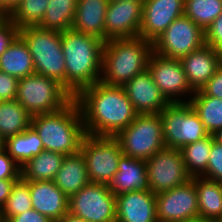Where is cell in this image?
<instances>
[{
  "label": "cell",
  "instance_id": "6da1fadb",
  "mask_svg": "<svg viewBox=\"0 0 222 222\" xmlns=\"http://www.w3.org/2000/svg\"><path fill=\"white\" fill-rule=\"evenodd\" d=\"M74 98L87 135L115 137L138 115L122 86L98 81L83 88Z\"/></svg>",
  "mask_w": 222,
  "mask_h": 222
},
{
  "label": "cell",
  "instance_id": "7a4b0ae2",
  "mask_svg": "<svg viewBox=\"0 0 222 222\" xmlns=\"http://www.w3.org/2000/svg\"><path fill=\"white\" fill-rule=\"evenodd\" d=\"M104 41L68 29L61 32L66 68V90L75 97L83 88L101 79Z\"/></svg>",
  "mask_w": 222,
  "mask_h": 222
},
{
  "label": "cell",
  "instance_id": "3957f363",
  "mask_svg": "<svg viewBox=\"0 0 222 222\" xmlns=\"http://www.w3.org/2000/svg\"><path fill=\"white\" fill-rule=\"evenodd\" d=\"M31 126L39 134L44 150L63 155L79 152L86 135L81 110L74 97L57 111L32 116Z\"/></svg>",
  "mask_w": 222,
  "mask_h": 222
},
{
  "label": "cell",
  "instance_id": "277c9868",
  "mask_svg": "<svg viewBox=\"0 0 222 222\" xmlns=\"http://www.w3.org/2000/svg\"><path fill=\"white\" fill-rule=\"evenodd\" d=\"M153 43L143 37L111 39L104 43L100 81L123 86L148 69Z\"/></svg>",
  "mask_w": 222,
  "mask_h": 222
},
{
  "label": "cell",
  "instance_id": "5b68a950",
  "mask_svg": "<svg viewBox=\"0 0 222 222\" xmlns=\"http://www.w3.org/2000/svg\"><path fill=\"white\" fill-rule=\"evenodd\" d=\"M32 56L35 73L56 80L66 89V68L62 51L61 32L29 26L20 29Z\"/></svg>",
  "mask_w": 222,
  "mask_h": 222
},
{
  "label": "cell",
  "instance_id": "8992f818",
  "mask_svg": "<svg viewBox=\"0 0 222 222\" xmlns=\"http://www.w3.org/2000/svg\"><path fill=\"white\" fill-rule=\"evenodd\" d=\"M73 96L56 80L32 73L18 80L16 100L32 115L57 111Z\"/></svg>",
  "mask_w": 222,
  "mask_h": 222
},
{
  "label": "cell",
  "instance_id": "52a82bcc",
  "mask_svg": "<svg viewBox=\"0 0 222 222\" xmlns=\"http://www.w3.org/2000/svg\"><path fill=\"white\" fill-rule=\"evenodd\" d=\"M115 138L123 155L148 160L165 147L160 113L138 114Z\"/></svg>",
  "mask_w": 222,
  "mask_h": 222
},
{
  "label": "cell",
  "instance_id": "ba28073f",
  "mask_svg": "<svg viewBox=\"0 0 222 222\" xmlns=\"http://www.w3.org/2000/svg\"><path fill=\"white\" fill-rule=\"evenodd\" d=\"M160 117L165 147L180 149L210 135L189 103H170Z\"/></svg>",
  "mask_w": 222,
  "mask_h": 222
},
{
  "label": "cell",
  "instance_id": "9c48e42d",
  "mask_svg": "<svg viewBox=\"0 0 222 222\" xmlns=\"http://www.w3.org/2000/svg\"><path fill=\"white\" fill-rule=\"evenodd\" d=\"M80 151L85 158L90 182L108 185L123 155L119 141L115 137L86 134Z\"/></svg>",
  "mask_w": 222,
  "mask_h": 222
},
{
  "label": "cell",
  "instance_id": "30bf717a",
  "mask_svg": "<svg viewBox=\"0 0 222 222\" xmlns=\"http://www.w3.org/2000/svg\"><path fill=\"white\" fill-rule=\"evenodd\" d=\"M68 212L88 222H116V196L107 184L90 182L69 197Z\"/></svg>",
  "mask_w": 222,
  "mask_h": 222
},
{
  "label": "cell",
  "instance_id": "8fae6325",
  "mask_svg": "<svg viewBox=\"0 0 222 222\" xmlns=\"http://www.w3.org/2000/svg\"><path fill=\"white\" fill-rule=\"evenodd\" d=\"M204 44V30L183 15L153 42V51L163 57L180 59Z\"/></svg>",
  "mask_w": 222,
  "mask_h": 222
},
{
  "label": "cell",
  "instance_id": "7c38bea8",
  "mask_svg": "<svg viewBox=\"0 0 222 222\" xmlns=\"http://www.w3.org/2000/svg\"><path fill=\"white\" fill-rule=\"evenodd\" d=\"M148 71L170 103H189L194 91L187 82L179 59L163 57L153 52L149 58Z\"/></svg>",
  "mask_w": 222,
  "mask_h": 222
},
{
  "label": "cell",
  "instance_id": "4fadbf2b",
  "mask_svg": "<svg viewBox=\"0 0 222 222\" xmlns=\"http://www.w3.org/2000/svg\"><path fill=\"white\" fill-rule=\"evenodd\" d=\"M149 190L158 194L185 184L187 174L179 149L164 147L146 160Z\"/></svg>",
  "mask_w": 222,
  "mask_h": 222
},
{
  "label": "cell",
  "instance_id": "5bb4252c",
  "mask_svg": "<svg viewBox=\"0 0 222 222\" xmlns=\"http://www.w3.org/2000/svg\"><path fill=\"white\" fill-rule=\"evenodd\" d=\"M158 222H183L199 219L195 177L185 184L156 194Z\"/></svg>",
  "mask_w": 222,
  "mask_h": 222
},
{
  "label": "cell",
  "instance_id": "9a60e30c",
  "mask_svg": "<svg viewBox=\"0 0 222 222\" xmlns=\"http://www.w3.org/2000/svg\"><path fill=\"white\" fill-rule=\"evenodd\" d=\"M142 13L143 2L139 0L109 2L105 16V42L137 37L141 29Z\"/></svg>",
  "mask_w": 222,
  "mask_h": 222
},
{
  "label": "cell",
  "instance_id": "2e32d148",
  "mask_svg": "<svg viewBox=\"0 0 222 222\" xmlns=\"http://www.w3.org/2000/svg\"><path fill=\"white\" fill-rule=\"evenodd\" d=\"M185 0H147L143 13L139 37L154 42L177 18L184 15Z\"/></svg>",
  "mask_w": 222,
  "mask_h": 222
},
{
  "label": "cell",
  "instance_id": "e0dca14e",
  "mask_svg": "<svg viewBox=\"0 0 222 222\" xmlns=\"http://www.w3.org/2000/svg\"><path fill=\"white\" fill-rule=\"evenodd\" d=\"M122 87L137 114L160 113L170 104L154 83L148 69L134 76Z\"/></svg>",
  "mask_w": 222,
  "mask_h": 222
},
{
  "label": "cell",
  "instance_id": "ac0fdd59",
  "mask_svg": "<svg viewBox=\"0 0 222 222\" xmlns=\"http://www.w3.org/2000/svg\"><path fill=\"white\" fill-rule=\"evenodd\" d=\"M179 60L187 82L195 92L203 88L222 64V53L204 44Z\"/></svg>",
  "mask_w": 222,
  "mask_h": 222
},
{
  "label": "cell",
  "instance_id": "d6986e66",
  "mask_svg": "<svg viewBox=\"0 0 222 222\" xmlns=\"http://www.w3.org/2000/svg\"><path fill=\"white\" fill-rule=\"evenodd\" d=\"M116 222H158L156 194L147 189L117 195Z\"/></svg>",
  "mask_w": 222,
  "mask_h": 222
},
{
  "label": "cell",
  "instance_id": "ffe728a7",
  "mask_svg": "<svg viewBox=\"0 0 222 222\" xmlns=\"http://www.w3.org/2000/svg\"><path fill=\"white\" fill-rule=\"evenodd\" d=\"M29 185L32 208L53 222L68 213V200L54 181H25Z\"/></svg>",
  "mask_w": 222,
  "mask_h": 222
},
{
  "label": "cell",
  "instance_id": "44dd1931",
  "mask_svg": "<svg viewBox=\"0 0 222 222\" xmlns=\"http://www.w3.org/2000/svg\"><path fill=\"white\" fill-rule=\"evenodd\" d=\"M119 167L108 188L115 196L131 191L149 189L146 160L122 155Z\"/></svg>",
  "mask_w": 222,
  "mask_h": 222
},
{
  "label": "cell",
  "instance_id": "7402d4cb",
  "mask_svg": "<svg viewBox=\"0 0 222 222\" xmlns=\"http://www.w3.org/2000/svg\"><path fill=\"white\" fill-rule=\"evenodd\" d=\"M108 0H78L72 29L105 42Z\"/></svg>",
  "mask_w": 222,
  "mask_h": 222
},
{
  "label": "cell",
  "instance_id": "603a6c76",
  "mask_svg": "<svg viewBox=\"0 0 222 222\" xmlns=\"http://www.w3.org/2000/svg\"><path fill=\"white\" fill-rule=\"evenodd\" d=\"M53 181L67 197L90 183L85 158L81 151L64 156Z\"/></svg>",
  "mask_w": 222,
  "mask_h": 222
},
{
  "label": "cell",
  "instance_id": "cb8c5ba5",
  "mask_svg": "<svg viewBox=\"0 0 222 222\" xmlns=\"http://www.w3.org/2000/svg\"><path fill=\"white\" fill-rule=\"evenodd\" d=\"M198 199L199 220L201 222L222 221V183L195 177Z\"/></svg>",
  "mask_w": 222,
  "mask_h": 222
},
{
  "label": "cell",
  "instance_id": "d4e9b609",
  "mask_svg": "<svg viewBox=\"0 0 222 222\" xmlns=\"http://www.w3.org/2000/svg\"><path fill=\"white\" fill-rule=\"evenodd\" d=\"M0 71L18 79L35 72L28 46L20 35L0 56Z\"/></svg>",
  "mask_w": 222,
  "mask_h": 222
},
{
  "label": "cell",
  "instance_id": "484cf974",
  "mask_svg": "<svg viewBox=\"0 0 222 222\" xmlns=\"http://www.w3.org/2000/svg\"><path fill=\"white\" fill-rule=\"evenodd\" d=\"M65 155L43 150L21 166L24 181H53Z\"/></svg>",
  "mask_w": 222,
  "mask_h": 222
},
{
  "label": "cell",
  "instance_id": "4316f807",
  "mask_svg": "<svg viewBox=\"0 0 222 222\" xmlns=\"http://www.w3.org/2000/svg\"><path fill=\"white\" fill-rule=\"evenodd\" d=\"M4 149L21 167L31 158L39 155L44 150V147L39 134L31 126L23 133L5 139Z\"/></svg>",
  "mask_w": 222,
  "mask_h": 222
},
{
  "label": "cell",
  "instance_id": "83f0119b",
  "mask_svg": "<svg viewBox=\"0 0 222 222\" xmlns=\"http://www.w3.org/2000/svg\"><path fill=\"white\" fill-rule=\"evenodd\" d=\"M32 124V115L16 100L0 101V136L5 140L23 133Z\"/></svg>",
  "mask_w": 222,
  "mask_h": 222
},
{
  "label": "cell",
  "instance_id": "f1b7e54d",
  "mask_svg": "<svg viewBox=\"0 0 222 222\" xmlns=\"http://www.w3.org/2000/svg\"><path fill=\"white\" fill-rule=\"evenodd\" d=\"M189 104L210 135L222 128V99L207 96L198 90L194 92Z\"/></svg>",
  "mask_w": 222,
  "mask_h": 222
},
{
  "label": "cell",
  "instance_id": "f546056e",
  "mask_svg": "<svg viewBox=\"0 0 222 222\" xmlns=\"http://www.w3.org/2000/svg\"><path fill=\"white\" fill-rule=\"evenodd\" d=\"M78 0H49L40 28L63 32L72 29Z\"/></svg>",
  "mask_w": 222,
  "mask_h": 222
},
{
  "label": "cell",
  "instance_id": "4dcf8cb0",
  "mask_svg": "<svg viewBox=\"0 0 222 222\" xmlns=\"http://www.w3.org/2000/svg\"><path fill=\"white\" fill-rule=\"evenodd\" d=\"M213 140V135H208L202 140L182 146L179 149L185 170L191 178L200 177L206 171Z\"/></svg>",
  "mask_w": 222,
  "mask_h": 222
},
{
  "label": "cell",
  "instance_id": "1f68e13d",
  "mask_svg": "<svg viewBox=\"0 0 222 222\" xmlns=\"http://www.w3.org/2000/svg\"><path fill=\"white\" fill-rule=\"evenodd\" d=\"M222 13V0H185L184 15L205 30Z\"/></svg>",
  "mask_w": 222,
  "mask_h": 222
},
{
  "label": "cell",
  "instance_id": "d6a6232c",
  "mask_svg": "<svg viewBox=\"0 0 222 222\" xmlns=\"http://www.w3.org/2000/svg\"><path fill=\"white\" fill-rule=\"evenodd\" d=\"M49 0H22L9 16L20 30L29 26H38L45 16Z\"/></svg>",
  "mask_w": 222,
  "mask_h": 222
},
{
  "label": "cell",
  "instance_id": "836d02e7",
  "mask_svg": "<svg viewBox=\"0 0 222 222\" xmlns=\"http://www.w3.org/2000/svg\"><path fill=\"white\" fill-rule=\"evenodd\" d=\"M32 209L29 185L19 179L13 186L6 203L0 210L1 222H6L12 216L19 215Z\"/></svg>",
  "mask_w": 222,
  "mask_h": 222
},
{
  "label": "cell",
  "instance_id": "e575fe53",
  "mask_svg": "<svg viewBox=\"0 0 222 222\" xmlns=\"http://www.w3.org/2000/svg\"><path fill=\"white\" fill-rule=\"evenodd\" d=\"M200 177L222 183V144L213 140L207 169Z\"/></svg>",
  "mask_w": 222,
  "mask_h": 222
},
{
  "label": "cell",
  "instance_id": "d590c367",
  "mask_svg": "<svg viewBox=\"0 0 222 222\" xmlns=\"http://www.w3.org/2000/svg\"><path fill=\"white\" fill-rule=\"evenodd\" d=\"M205 44L222 53V13L204 30Z\"/></svg>",
  "mask_w": 222,
  "mask_h": 222
},
{
  "label": "cell",
  "instance_id": "8d00e7d4",
  "mask_svg": "<svg viewBox=\"0 0 222 222\" xmlns=\"http://www.w3.org/2000/svg\"><path fill=\"white\" fill-rule=\"evenodd\" d=\"M21 167L3 148L0 151V179H20Z\"/></svg>",
  "mask_w": 222,
  "mask_h": 222
},
{
  "label": "cell",
  "instance_id": "74e56055",
  "mask_svg": "<svg viewBox=\"0 0 222 222\" xmlns=\"http://www.w3.org/2000/svg\"><path fill=\"white\" fill-rule=\"evenodd\" d=\"M18 80L15 76L0 71V101L16 99Z\"/></svg>",
  "mask_w": 222,
  "mask_h": 222
},
{
  "label": "cell",
  "instance_id": "f35d334b",
  "mask_svg": "<svg viewBox=\"0 0 222 222\" xmlns=\"http://www.w3.org/2000/svg\"><path fill=\"white\" fill-rule=\"evenodd\" d=\"M200 90L207 96L222 99V64Z\"/></svg>",
  "mask_w": 222,
  "mask_h": 222
},
{
  "label": "cell",
  "instance_id": "ab89813d",
  "mask_svg": "<svg viewBox=\"0 0 222 222\" xmlns=\"http://www.w3.org/2000/svg\"><path fill=\"white\" fill-rule=\"evenodd\" d=\"M19 31L10 19L0 27V56L19 35Z\"/></svg>",
  "mask_w": 222,
  "mask_h": 222
},
{
  "label": "cell",
  "instance_id": "60d3db41",
  "mask_svg": "<svg viewBox=\"0 0 222 222\" xmlns=\"http://www.w3.org/2000/svg\"><path fill=\"white\" fill-rule=\"evenodd\" d=\"M6 222H53L47 216L40 214L38 211L33 208L26 210L25 212L12 216Z\"/></svg>",
  "mask_w": 222,
  "mask_h": 222
},
{
  "label": "cell",
  "instance_id": "b9f144b4",
  "mask_svg": "<svg viewBox=\"0 0 222 222\" xmlns=\"http://www.w3.org/2000/svg\"><path fill=\"white\" fill-rule=\"evenodd\" d=\"M19 179H0V210L7 201L14 184Z\"/></svg>",
  "mask_w": 222,
  "mask_h": 222
},
{
  "label": "cell",
  "instance_id": "7bdbcfd3",
  "mask_svg": "<svg viewBox=\"0 0 222 222\" xmlns=\"http://www.w3.org/2000/svg\"><path fill=\"white\" fill-rule=\"evenodd\" d=\"M22 0H3V12L9 17Z\"/></svg>",
  "mask_w": 222,
  "mask_h": 222
},
{
  "label": "cell",
  "instance_id": "ee69618b",
  "mask_svg": "<svg viewBox=\"0 0 222 222\" xmlns=\"http://www.w3.org/2000/svg\"><path fill=\"white\" fill-rule=\"evenodd\" d=\"M54 222H88L85 219L76 217L69 212Z\"/></svg>",
  "mask_w": 222,
  "mask_h": 222
},
{
  "label": "cell",
  "instance_id": "f6af8a7d",
  "mask_svg": "<svg viewBox=\"0 0 222 222\" xmlns=\"http://www.w3.org/2000/svg\"><path fill=\"white\" fill-rule=\"evenodd\" d=\"M214 137V141H216L219 144H222V128L217 130L214 134H212Z\"/></svg>",
  "mask_w": 222,
  "mask_h": 222
},
{
  "label": "cell",
  "instance_id": "bcb514c9",
  "mask_svg": "<svg viewBox=\"0 0 222 222\" xmlns=\"http://www.w3.org/2000/svg\"><path fill=\"white\" fill-rule=\"evenodd\" d=\"M8 20L9 17L4 12H0V27L3 26Z\"/></svg>",
  "mask_w": 222,
  "mask_h": 222
},
{
  "label": "cell",
  "instance_id": "7dc6e473",
  "mask_svg": "<svg viewBox=\"0 0 222 222\" xmlns=\"http://www.w3.org/2000/svg\"><path fill=\"white\" fill-rule=\"evenodd\" d=\"M4 148V139L0 136V151Z\"/></svg>",
  "mask_w": 222,
  "mask_h": 222
},
{
  "label": "cell",
  "instance_id": "c3c4849f",
  "mask_svg": "<svg viewBox=\"0 0 222 222\" xmlns=\"http://www.w3.org/2000/svg\"><path fill=\"white\" fill-rule=\"evenodd\" d=\"M0 12H3V0H0Z\"/></svg>",
  "mask_w": 222,
  "mask_h": 222
},
{
  "label": "cell",
  "instance_id": "681fc988",
  "mask_svg": "<svg viewBox=\"0 0 222 222\" xmlns=\"http://www.w3.org/2000/svg\"><path fill=\"white\" fill-rule=\"evenodd\" d=\"M183 222H201V221L199 219H196V220L183 221Z\"/></svg>",
  "mask_w": 222,
  "mask_h": 222
},
{
  "label": "cell",
  "instance_id": "f907efd6",
  "mask_svg": "<svg viewBox=\"0 0 222 222\" xmlns=\"http://www.w3.org/2000/svg\"><path fill=\"white\" fill-rule=\"evenodd\" d=\"M109 2H115V1H120V0H108Z\"/></svg>",
  "mask_w": 222,
  "mask_h": 222
}]
</instances>
